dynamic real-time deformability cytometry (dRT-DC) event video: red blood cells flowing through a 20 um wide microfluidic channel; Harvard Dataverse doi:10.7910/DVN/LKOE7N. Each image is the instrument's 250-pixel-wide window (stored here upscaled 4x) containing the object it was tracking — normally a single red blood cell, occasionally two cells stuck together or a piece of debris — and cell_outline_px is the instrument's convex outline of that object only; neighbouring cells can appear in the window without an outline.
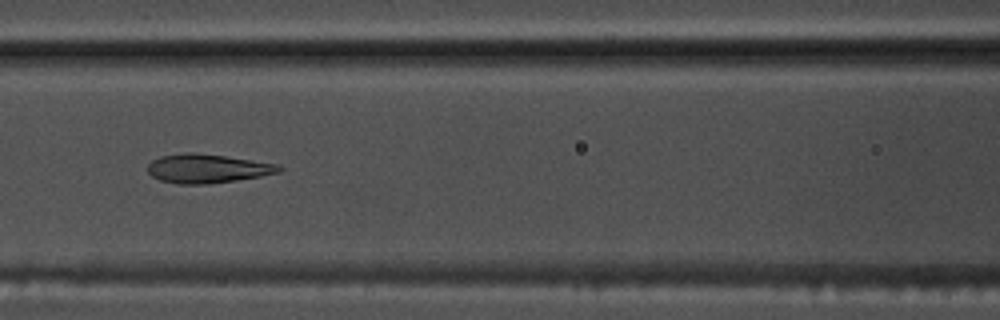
{"species": "common noctule bat (a hibernating species)", "species_latin": "Nyctalus noctula", "temperature_condition": "warm", "stored_images_in_passage": 53, "camera_frame_rate_fps": 3000, "um_per_image_px": 0.085, "animal": {"sex": "male", "body_mass_g": 17.5, "forearm_length_mm": 52.3}, "frame": {"image": 1, "passage_image": 23, "time_ms": 7.333, "image_size_px": [1000, 320], "cell_outline_px": [[284, 168], [280, 172], [260, 176], [236, 180], [208, 184], [176, 184], [160, 180], [152, 176], [148, 172], [148, 164], [152, 160], [160, 156], [184, 152], [192, 152], [224, 156], [280, 164]], "centroid_in_image_um": [17.62, 14.32], "position_along_channel_um": 149.0, "area_um2": 22.2}}
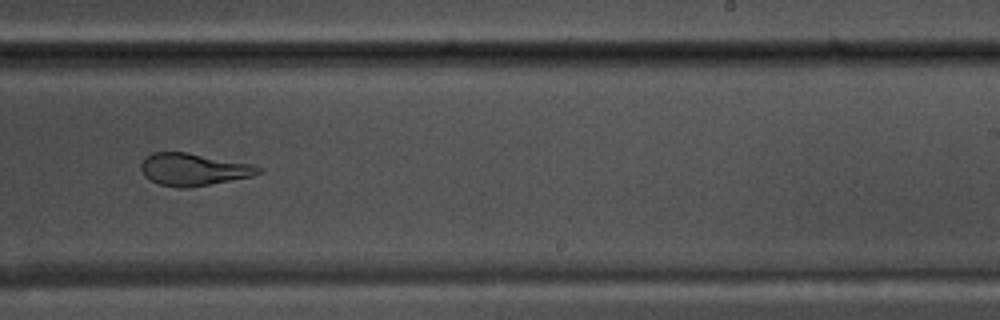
{"frame": {"image": 2, "passage_image": 33, "time_ms": 10.667, "image_size_px": [1000, 320], "cell_outline_px": [[264, 172], [252, 176], [188, 188], [176, 188], [160, 184], [144, 176], [140, 168], [140, 164], [144, 156], [152, 152], [188, 152], [252, 164], [264, 168]], "centroid_in_image_um": [16.44, 14.39], "position_along_channel_um": 272.6, "area_um2": 22.31}}
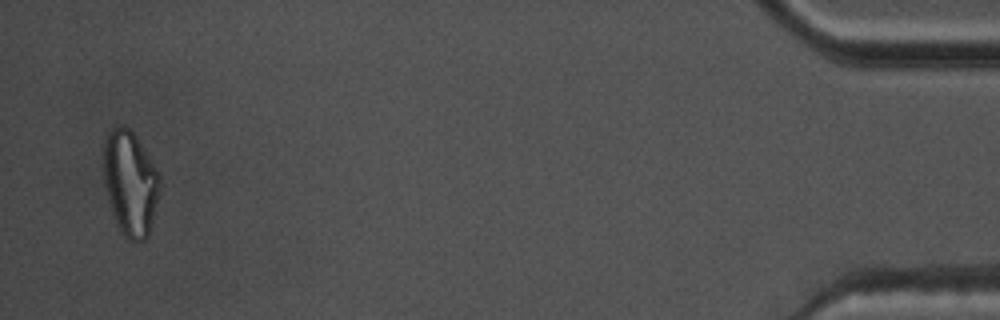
{"frame": {"image": 3, "passage_image": 52, "time_ms": 17.0, "image_size_px": [1000, 320], "cell_outline_px": [[160, 188], [148, 236], [144, 240], [128, 240], [120, 232], [116, 224], [108, 200], [104, 184], [104, 136], [112, 128], [120, 124], [124, 124], [136, 136], [160, 176]], "centroid_in_image_um": [11.04, 15.55], "position_along_channel_um": 424.2, "area_um2": 34.22}, "authors_computed_cell_mechanics": {"area_um2": 23.6402, "velocity_mm_per_s": 3.7205, "shape_relaxation_time_tau1_ms": 6.5137, "shape_relaxation_time_tau2_ms": 1.5217, "deformation_change_tau1": 0.2522, "deformation_change_tau2": 0.107}}